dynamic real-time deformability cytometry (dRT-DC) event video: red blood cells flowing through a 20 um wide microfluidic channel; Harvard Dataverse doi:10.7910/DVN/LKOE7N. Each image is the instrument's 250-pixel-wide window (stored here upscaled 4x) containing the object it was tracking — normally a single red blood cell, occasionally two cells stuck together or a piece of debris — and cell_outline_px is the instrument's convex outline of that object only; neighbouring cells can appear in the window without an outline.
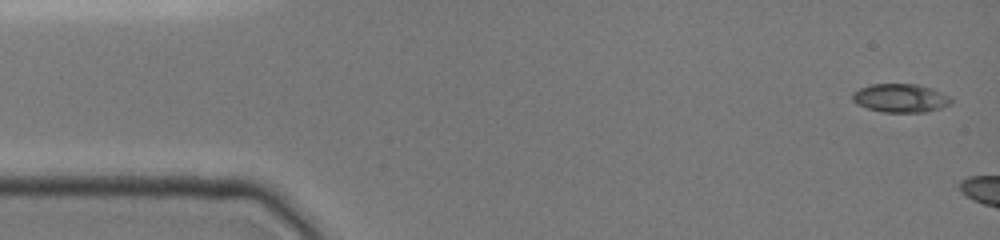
{"species": "common noctule bat (a hibernating species)", "species_latin": "Nyctalus noctula", "temperature_condition": "cold", "stored_images_in_passage": 3, "camera_frame_rate_fps": 3000, "um_per_image_px": 0.085, "animal": {"sex": "female", "body_mass_g": 19.0, "forearm_length_mm": 51.5}, "frame": {"image": 1, "passage_image": 1, "time_ms": 0.0, "image_size_px": [1000, 240], "cell_outline_px": [[952, 104], [940, 108], [924, 112], [884, 112], [868, 108], [856, 104], [852, 100], [852, 92], [860, 88], [872, 84], [920, 84], [932, 88], [948, 96], [952, 100]], "centroid_in_image_um": [76.53, 8.33], "position_along_channel_um": 8.5, "area_um2": 16.42}}